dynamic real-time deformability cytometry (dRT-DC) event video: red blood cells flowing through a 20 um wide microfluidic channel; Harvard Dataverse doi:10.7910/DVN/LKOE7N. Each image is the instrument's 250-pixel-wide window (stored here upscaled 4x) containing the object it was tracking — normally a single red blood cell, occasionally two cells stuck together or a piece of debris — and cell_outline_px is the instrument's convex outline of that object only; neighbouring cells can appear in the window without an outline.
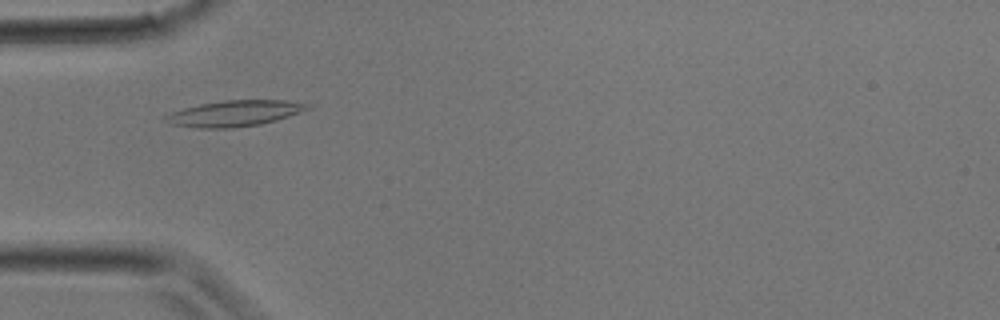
{"species": "common noctule bat (a hibernating species)", "species_latin": "Nyctalus noctula", "temperature_condition": "room temperature", "stored_images_in_passage": 16, "camera_frame_rate_fps": 3000, "um_per_image_px": 0.085, "animal": {"sex": "male", "body_mass_g": 17.9}, "frame": {"image": 1, "passage_image": 5, "time_ms": 1.333, "image_size_px": [1000, 320], "cell_outline_px": [[308, 108], [288, 116], [260, 124], [232, 128], [200, 128], [176, 124], [172, 112], [184, 108], [224, 100], [284, 100], [304, 104]], "centroid_in_image_um": [20.04, 9.63], "position_along_channel_um": 65.0, "area_um2": 20.06}}
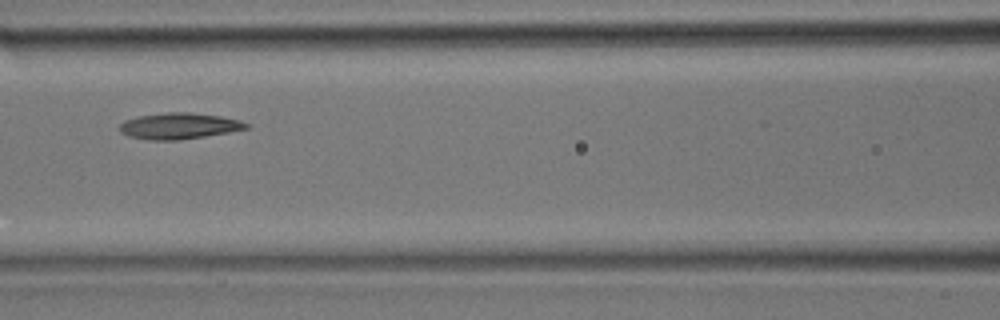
{"frame": {"image": 2, "passage_image": 9, "time_ms": 2.667, "image_size_px": [1000, 320], "cell_outline_px": [[248, 128], [228, 132], [204, 136], [176, 140], [152, 140], [128, 136], [120, 132], [120, 124], [124, 120], [140, 116], [168, 112], [188, 112], [220, 116], [240, 120], [248, 124]], "centroid_in_image_um": [15.2, 10.7], "position_along_channel_um": 151.4, "area_um2": 19.02}}
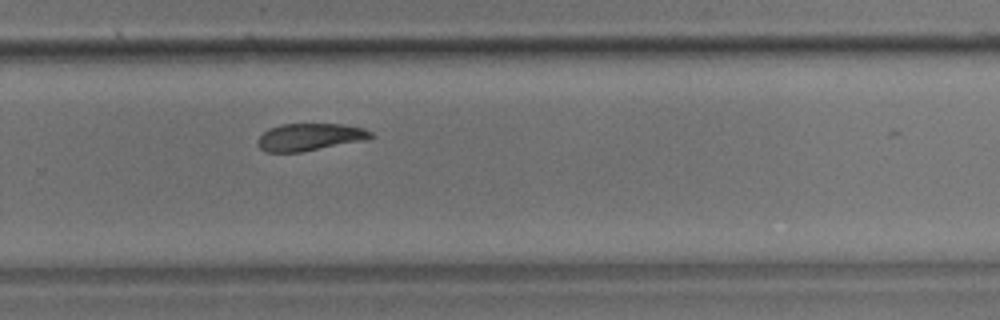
{"frame": {"image": 3, "passage_image": 16, "time_ms": 5.0, "image_size_px": [1000, 320], "cell_outline_px": [[376, 136], [364, 140], [300, 152], [268, 152], [260, 148], [256, 144], [260, 136], [268, 128], [284, 124], [340, 124], [364, 128], [372, 132]], "centroid_in_image_um": [26.33, 11.64], "position_along_channel_um": 303.5, "area_um2": 17.86}}